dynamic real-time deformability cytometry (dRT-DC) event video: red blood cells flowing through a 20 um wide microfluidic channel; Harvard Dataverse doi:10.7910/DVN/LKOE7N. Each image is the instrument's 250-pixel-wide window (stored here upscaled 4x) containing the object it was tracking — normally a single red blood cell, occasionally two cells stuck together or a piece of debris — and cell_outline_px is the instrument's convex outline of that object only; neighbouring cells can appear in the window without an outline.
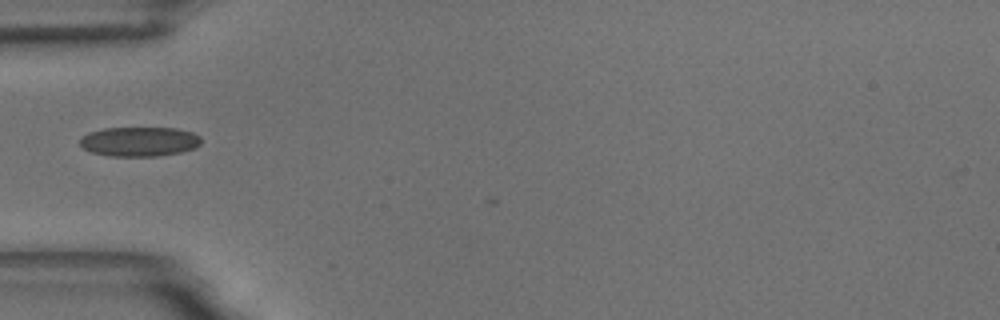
{"species": "common noctule bat (a hibernating species)", "species_latin": "Nyctalus noctula", "temperature_condition": "room temperature", "stored_images_in_passage": 28, "camera_frame_rate_fps": 3000, "um_per_image_px": 0.085, "animal": {"sex": "male", "body_mass_g": 18.8}, "frame": {"image": 1, "passage_image": 1, "time_ms": 0.0, "image_size_px": [1000, 320], "cell_outline_px": [[200, 144], [196, 148], [180, 152], [156, 156], [108, 156], [92, 152], [84, 148], [80, 144], [80, 140], [88, 132], [104, 128], [176, 128], [192, 132], [200, 136]], "centroid_in_image_um": [11.86, 12.03], "position_along_channel_um": 73.1, "area_um2": 20.81}}
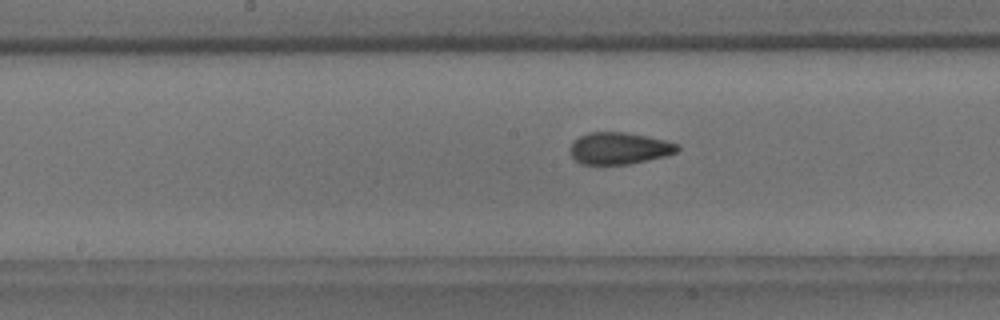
{"frame": {"image": 2, "passage_image": 11, "time_ms": 3.333, "image_size_px": [1000, 320], "cell_outline_px": [[680, 148], [676, 152], [664, 156], [648, 160], [628, 164], [580, 164], [572, 156], [568, 148], [580, 136], [588, 132], [624, 132], [648, 136], [680, 144]], "centroid_in_image_um": [52.63, 12.6], "position_along_channel_um": 195.6, "area_um2": 19.88}}
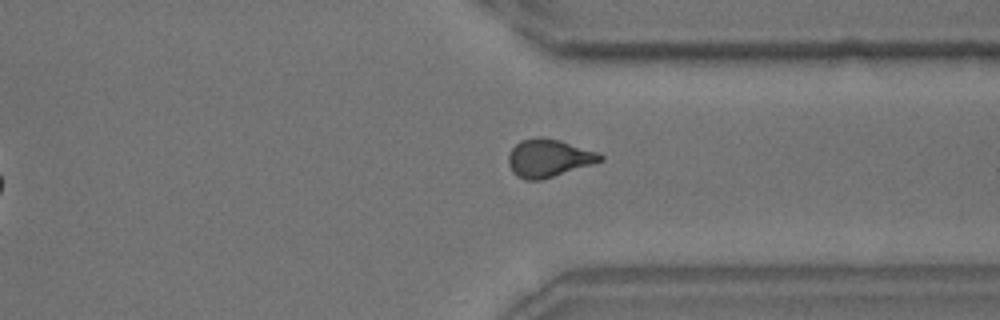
{"frame": {"image": 3, "passage_image": 25, "time_ms": 8.0, "image_size_px": [1000, 320], "cell_outline_px": [[604, 160], [592, 164], [540, 180], [528, 180], [516, 176], [512, 172], [508, 164], [508, 156], [512, 148], [520, 140], [536, 136], [544, 136], [560, 140], [600, 152], [604, 156]], "centroid_in_image_um": [46.64, 13.41], "position_along_channel_um": 364.8, "area_um2": 20.46}}